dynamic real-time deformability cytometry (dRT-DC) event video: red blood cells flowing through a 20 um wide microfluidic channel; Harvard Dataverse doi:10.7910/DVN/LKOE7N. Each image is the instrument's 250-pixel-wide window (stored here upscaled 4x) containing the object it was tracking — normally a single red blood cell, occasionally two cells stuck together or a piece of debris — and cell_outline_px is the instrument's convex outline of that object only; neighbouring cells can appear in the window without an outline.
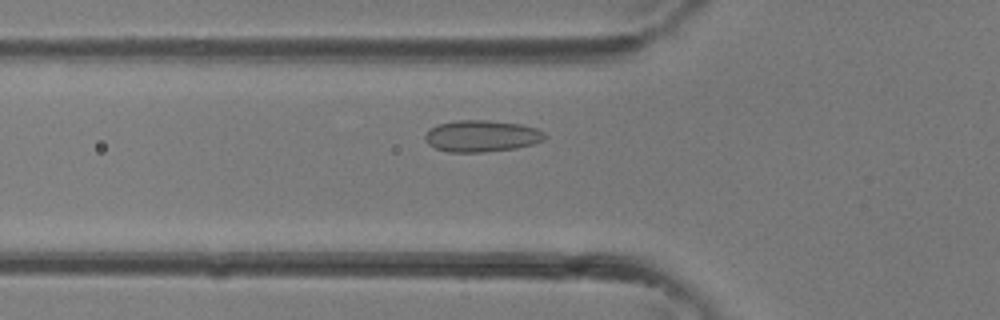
{"species": "common noctule bat (a hibernating species)", "species_latin": "Nyctalus noctula", "temperature_condition": "room temperature", "stored_images_in_passage": 5, "camera_frame_rate_fps": 3000, "um_per_image_px": 0.085, "animal": {"sex": "female"}, "frame": {"image": 1, "passage_image": 5, "time_ms": 1.333, "image_size_px": [1000, 320], "cell_outline_px": [[548, 136], [544, 140], [532, 144], [516, 148], [484, 152], [448, 152], [436, 148], [428, 144], [424, 140], [424, 136], [436, 124], [456, 120], [488, 120], [520, 124], [536, 128], [544, 132]], "centroid_in_image_um": [40.94, 11.56], "position_along_channel_um": 84.9, "area_um2": 22.14}}